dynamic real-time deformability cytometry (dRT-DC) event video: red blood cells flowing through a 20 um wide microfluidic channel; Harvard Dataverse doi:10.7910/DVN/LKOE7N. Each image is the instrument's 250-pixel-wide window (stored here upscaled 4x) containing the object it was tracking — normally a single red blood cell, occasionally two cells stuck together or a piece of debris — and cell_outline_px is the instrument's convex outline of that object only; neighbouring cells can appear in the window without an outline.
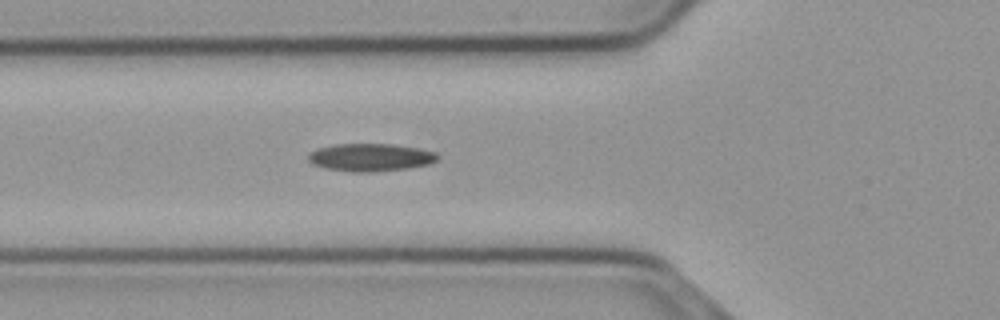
{"species": "common noctule bat (a hibernating species)", "species_latin": "Nyctalus noctula", "temperature_condition": "cold", "stored_images_in_passage": 18, "camera_frame_rate_fps": 3000, "um_per_image_px": 0.085, "animal": {"sex": "male", "body_mass_g": 23.1, "forearm_length_mm": 52.7}, "frame": {"image": 1, "passage_image": 11, "time_ms": 3.333, "image_size_px": [1000, 320], "cell_outline_px": [[440, 156], [436, 160], [428, 164], [408, 168], [376, 172], [352, 172], [324, 168], [312, 164], [308, 160], [308, 156], [312, 152], [320, 148], [336, 144], [392, 144], [420, 148], [436, 152]], "centroid_in_image_um": [31.52, 13.38], "position_along_channel_um": 94.3, "area_um2": 20.92}}